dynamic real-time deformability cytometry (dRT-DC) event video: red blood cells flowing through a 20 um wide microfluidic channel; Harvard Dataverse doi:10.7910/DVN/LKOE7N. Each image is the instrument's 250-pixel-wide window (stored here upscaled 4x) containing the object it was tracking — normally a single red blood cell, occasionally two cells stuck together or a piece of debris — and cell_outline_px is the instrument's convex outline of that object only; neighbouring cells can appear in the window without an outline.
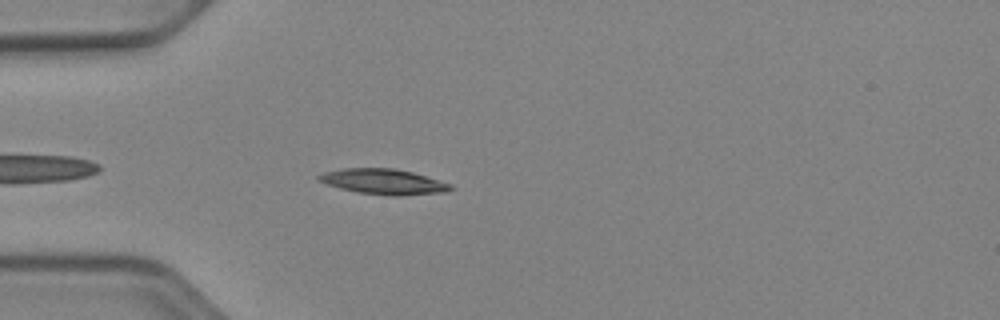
{"species": "Egyptian fruit bat (a non-hibernating species)", "species_latin": "Rousettus aegyptiacus", "temperature_condition": "cold", "stored_images_in_passage": 21, "camera_frame_rate_fps": 3000, "um_per_image_px": 0.085, "animal": {"sex": "female"}, "frame": {"image": 1, "passage_image": 4, "time_ms": 1.0, "image_size_px": [1000, 320], "cell_outline_px": [[452, 188], [444, 192], [400, 196], [396, 196], [360, 192], [340, 188], [316, 180], [316, 176], [324, 172], [344, 168], [396, 168], [412, 172], [452, 184]], "centroid_in_image_um": [32.58, 15.43], "position_along_channel_um": 52.4, "area_um2": 19.31}}
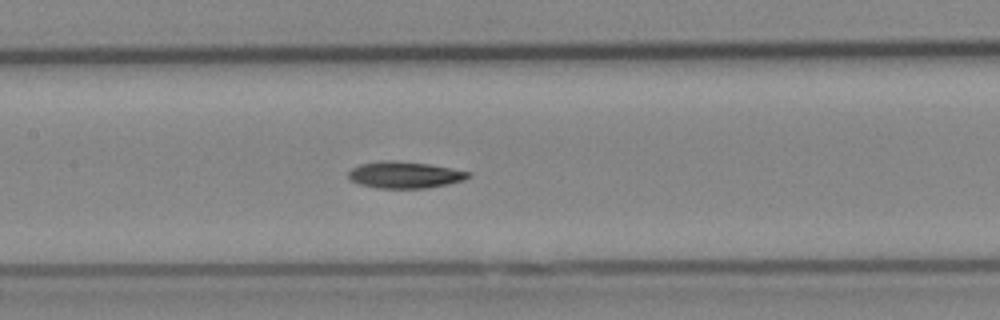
{"frame": {"image": 2, "passage_image": 14, "time_ms": 4.333, "image_size_px": [1000, 320], "cell_outline_px": [[468, 176], [464, 180], [448, 184], [424, 188], [376, 188], [360, 184], [348, 180], [348, 172], [352, 168], [360, 164], [380, 160], [392, 160], [428, 164], [468, 172]], "centroid_in_image_um": [34.31, 14.86], "position_along_channel_um": 173.1, "area_um2": 18.44}}
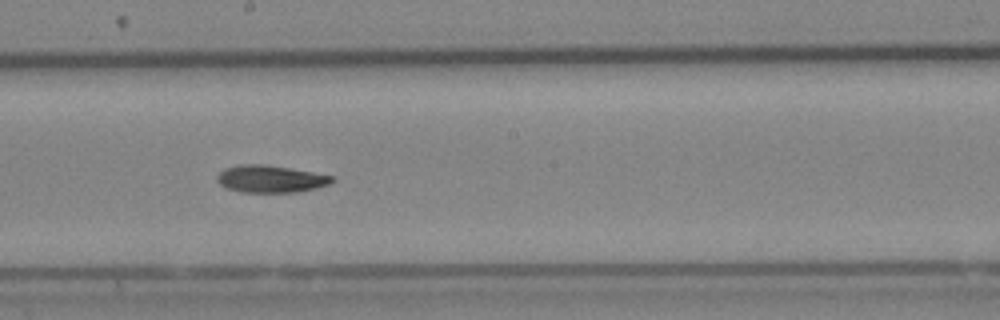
{"frame": {"image": 3, "passage_image": 18, "time_ms": 5.667, "image_size_px": [1000, 320], "cell_outline_px": [[336, 180], [328, 184], [316, 188], [296, 192], [240, 192], [228, 188], [220, 184], [216, 180], [216, 176], [224, 168], [240, 164], [264, 164], [336, 176]], "centroid_in_image_um": [23.0, 15.2], "position_along_channel_um": 225.2, "area_um2": 18.26}}